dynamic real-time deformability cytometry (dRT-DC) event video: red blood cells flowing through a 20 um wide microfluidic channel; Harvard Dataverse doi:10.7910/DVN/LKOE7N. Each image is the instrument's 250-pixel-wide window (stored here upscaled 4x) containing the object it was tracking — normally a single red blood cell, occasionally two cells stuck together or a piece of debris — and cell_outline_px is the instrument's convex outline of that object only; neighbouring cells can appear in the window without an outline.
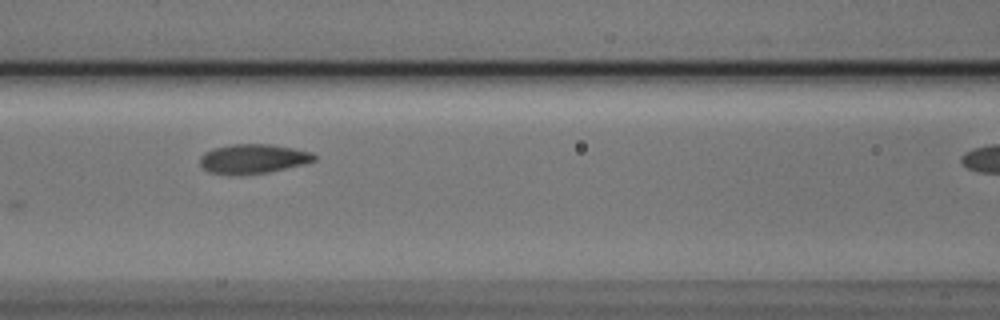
{"species": "Egyptian fruit bat (a non-hibernating species)", "species_latin": "Rousettus aegyptiacus", "temperature_condition": "cold", "stored_images_in_passage": 6, "camera_frame_rate_fps": 3000, "um_per_image_px": 0.085, "animal": {"sex": "male"}, "frame": {"image": 1, "passage_image": 5, "time_ms": 1.333, "image_size_px": [1000, 320], "cell_outline_px": [[316, 160], [304, 164], [268, 172], [240, 176], [208, 172], [200, 164], [200, 156], [204, 152], [212, 148], [232, 144], [268, 144], [292, 148], [312, 152], [316, 156]], "centroid_in_image_um": [21.48, 13.51], "position_along_channel_um": 145.1, "area_um2": 19.77}}